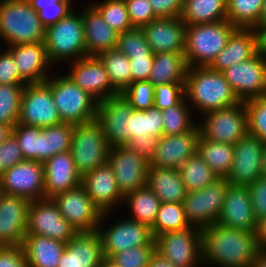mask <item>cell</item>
I'll return each mask as SVG.
<instances>
[{"label": "cell", "mask_w": 266, "mask_h": 267, "mask_svg": "<svg viewBox=\"0 0 266 267\" xmlns=\"http://www.w3.org/2000/svg\"><path fill=\"white\" fill-rule=\"evenodd\" d=\"M201 231L202 260L205 265L252 267L261 250L256 232L232 229L219 223H213Z\"/></svg>", "instance_id": "obj_1"}, {"label": "cell", "mask_w": 266, "mask_h": 267, "mask_svg": "<svg viewBox=\"0 0 266 267\" xmlns=\"http://www.w3.org/2000/svg\"><path fill=\"white\" fill-rule=\"evenodd\" d=\"M185 97L191 102L192 109L195 107L203 114L240 102L223 73L208 66L188 67Z\"/></svg>", "instance_id": "obj_2"}, {"label": "cell", "mask_w": 266, "mask_h": 267, "mask_svg": "<svg viewBox=\"0 0 266 267\" xmlns=\"http://www.w3.org/2000/svg\"><path fill=\"white\" fill-rule=\"evenodd\" d=\"M0 37L9 46L44 42L45 27L29 0H0Z\"/></svg>", "instance_id": "obj_3"}, {"label": "cell", "mask_w": 266, "mask_h": 267, "mask_svg": "<svg viewBox=\"0 0 266 267\" xmlns=\"http://www.w3.org/2000/svg\"><path fill=\"white\" fill-rule=\"evenodd\" d=\"M236 29L228 20L187 25L184 53L187 66H208Z\"/></svg>", "instance_id": "obj_4"}, {"label": "cell", "mask_w": 266, "mask_h": 267, "mask_svg": "<svg viewBox=\"0 0 266 267\" xmlns=\"http://www.w3.org/2000/svg\"><path fill=\"white\" fill-rule=\"evenodd\" d=\"M44 45L52 64L87 57L82 13L77 15L72 11L45 28Z\"/></svg>", "instance_id": "obj_5"}, {"label": "cell", "mask_w": 266, "mask_h": 267, "mask_svg": "<svg viewBox=\"0 0 266 267\" xmlns=\"http://www.w3.org/2000/svg\"><path fill=\"white\" fill-rule=\"evenodd\" d=\"M48 77L45 83L51 88L56 108L63 123L74 125L96 119L98 101L77 86L70 77Z\"/></svg>", "instance_id": "obj_6"}, {"label": "cell", "mask_w": 266, "mask_h": 267, "mask_svg": "<svg viewBox=\"0 0 266 267\" xmlns=\"http://www.w3.org/2000/svg\"><path fill=\"white\" fill-rule=\"evenodd\" d=\"M110 147L96 119L74 125L70 153L81 177L107 162Z\"/></svg>", "instance_id": "obj_7"}, {"label": "cell", "mask_w": 266, "mask_h": 267, "mask_svg": "<svg viewBox=\"0 0 266 267\" xmlns=\"http://www.w3.org/2000/svg\"><path fill=\"white\" fill-rule=\"evenodd\" d=\"M155 250L177 267H197L202 260V231L191 226L155 237Z\"/></svg>", "instance_id": "obj_8"}, {"label": "cell", "mask_w": 266, "mask_h": 267, "mask_svg": "<svg viewBox=\"0 0 266 267\" xmlns=\"http://www.w3.org/2000/svg\"><path fill=\"white\" fill-rule=\"evenodd\" d=\"M198 123L201 135L214 142L236 144L248 134V116L244 101L203 115Z\"/></svg>", "instance_id": "obj_9"}, {"label": "cell", "mask_w": 266, "mask_h": 267, "mask_svg": "<svg viewBox=\"0 0 266 267\" xmlns=\"http://www.w3.org/2000/svg\"><path fill=\"white\" fill-rule=\"evenodd\" d=\"M229 185L225 178H219L205 188L187 192L183 206L190 226L202 230L217 223Z\"/></svg>", "instance_id": "obj_10"}, {"label": "cell", "mask_w": 266, "mask_h": 267, "mask_svg": "<svg viewBox=\"0 0 266 267\" xmlns=\"http://www.w3.org/2000/svg\"><path fill=\"white\" fill-rule=\"evenodd\" d=\"M1 193L33 200L45 199L44 163L24 160L0 175Z\"/></svg>", "instance_id": "obj_11"}, {"label": "cell", "mask_w": 266, "mask_h": 267, "mask_svg": "<svg viewBox=\"0 0 266 267\" xmlns=\"http://www.w3.org/2000/svg\"><path fill=\"white\" fill-rule=\"evenodd\" d=\"M77 233L76 229L60 214L52 199L30 202L26 234L42 235L67 243Z\"/></svg>", "instance_id": "obj_12"}, {"label": "cell", "mask_w": 266, "mask_h": 267, "mask_svg": "<svg viewBox=\"0 0 266 267\" xmlns=\"http://www.w3.org/2000/svg\"><path fill=\"white\" fill-rule=\"evenodd\" d=\"M107 214H102L98 228L102 240L104 258L109 259L112 255L131 247L155 245V238L151 228L130 218L114 223L106 230L102 229V221H105Z\"/></svg>", "instance_id": "obj_13"}, {"label": "cell", "mask_w": 266, "mask_h": 267, "mask_svg": "<svg viewBox=\"0 0 266 267\" xmlns=\"http://www.w3.org/2000/svg\"><path fill=\"white\" fill-rule=\"evenodd\" d=\"M18 123L49 127L63 123L55 106L51 88L45 83L26 84Z\"/></svg>", "instance_id": "obj_14"}, {"label": "cell", "mask_w": 266, "mask_h": 267, "mask_svg": "<svg viewBox=\"0 0 266 267\" xmlns=\"http://www.w3.org/2000/svg\"><path fill=\"white\" fill-rule=\"evenodd\" d=\"M60 214L77 232L98 231L102 213L94 205L85 188L80 185L51 198Z\"/></svg>", "instance_id": "obj_15"}, {"label": "cell", "mask_w": 266, "mask_h": 267, "mask_svg": "<svg viewBox=\"0 0 266 267\" xmlns=\"http://www.w3.org/2000/svg\"><path fill=\"white\" fill-rule=\"evenodd\" d=\"M133 110L122 94L98 102L96 120L102 126L111 147L124 146L129 142Z\"/></svg>", "instance_id": "obj_16"}, {"label": "cell", "mask_w": 266, "mask_h": 267, "mask_svg": "<svg viewBox=\"0 0 266 267\" xmlns=\"http://www.w3.org/2000/svg\"><path fill=\"white\" fill-rule=\"evenodd\" d=\"M222 73L240 101L266 96V60L257 53Z\"/></svg>", "instance_id": "obj_17"}, {"label": "cell", "mask_w": 266, "mask_h": 267, "mask_svg": "<svg viewBox=\"0 0 266 267\" xmlns=\"http://www.w3.org/2000/svg\"><path fill=\"white\" fill-rule=\"evenodd\" d=\"M107 162L123 196L146 185L149 161L126 145L110 147Z\"/></svg>", "instance_id": "obj_18"}, {"label": "cell", "mask_w": 266, "mask_h": 267, "mask_svg": "<svg viewBox=\"0 0 266 267\" xmlns=\"http://www.w3.org/2000/svg\"><path fill=\"white\" fill-rule=\"evenodd\" d=\"M264 143L247 134L234 144L233 164L225 179L230 185L248 186L262 177Z\"/></svg>", "instance_id": "obj_19"}, {"label": "cell", "mask_w": 266, "mask_h": 267, "mask_svg": "<svg viewBox=\"0 0 266 267\" xmlns=\"http://www.w3.org/2000/svg\"><path fill=\"white\" fill-rule=\"evenodd\" d=\"M200 126L178 135H162L158 138L155 154L149 167L179 169L190 157L197 153Z\"/></svg>", "instance_id": "obj_20"}, {"label": "cell", "mask_w": 266, "mask_h": 267, "mask_svg": "<svg viewBox=\"0 0 266 267\" xmlns=\"http://www.w3.org/2000/svg\"><path fill=\"white\" fill-rule=\"evenodd\" d=\"M72 63L67 76L98 102L119 94L112 87L104 64L97 56L83 57Z\"/></svg>", "instance_id": "obj_21"}, {"label": "cell", "mask_w": 266, "mask_h": 267, "mask_svg": "<svg viewBox=\"0 0 266 267\" xmlns=\"http://www.w3.org/2000/svg\"><path fill=\"white\" fill-rule=\"evenodd\" d=\"M30 200L0 193V246L22 245Z\"/></svg>", "instance_id": "obj_22"}, {"label": "cell", "mask_w": 266, "mask_h": 267, "mask_svg": "<svg viewBox=\"0 0 266 267\" xmlns=\"http://www.w3.org/2000/svg\"><path fill=\"white\" fill-rule=\"evenodd\" d=\"M217 223L232 229L256 232L258 220L247 186L229 185Z\"/></svg>", "instance_id": "obj_23"}, {"label": "cell", "mask_w": 266, "mask_h": 267, "mask_svg": "<svg viewBox=\"0 0 266 267\" xmlns=\"http://www.w3.org/2000/svg\"><path fill=\"white\" fill-rule=\"evenodd\" d=\"M141 30L154 54L185 53L186 25L180 17L157 18L142 26Z\"/></svg>", "instance_id": "obj_24"}, {"label": "cell", "mask_w": 266, "mask_h": 267, "mask_svg": "<svg viewBox=\"0 0 266 267\" xmlns=\"http://www.w3.org/2000/svg\"><path fill=\"white\" fill-rule=\"evenodd\" d=\"M81 185L102 214H109L114 205L123 202L124 196L117 187L113 169L108 162L84 175Z\"/></svg>", "instance_id": "obj_25"}, {"label": "cell", "mask_w": 266, "mask_h": 267, "mask_svg": "<svg viewBox=\"0 0 266 267\" xmlns=\"http://www.w3.org/2000/svg\"><path fill=\"white\" fill-rule=\"evenodd\" d=\"M44 182L45 199L81 185L82 177L70 151L56 154L44 162Z\"/></svg>", "instance_id": "obj_26"}, {"label": "cell", "mask_w": 266, "mask_h": 267, "mask_svg": "<svg viewBox=\"0 0 266 267\" xmlns=\"http://www.w3.org/2000/svg\"><path fill=\"white\" fill-rule=\"evenodd\" d=\"M103 259L99 232H78L66 243L57 267H98Z\"/></svg>", "instance_id": "obj_27"}, {"label": "cell", "mask_w": 266, "mask_h": 267, "mask_svg": "<svg viewBox=\"0 0 266 267\" xmlns=\"http://www.w3.org/2000/svg\"><path fill=\"white\" fill-rule=\"evenodd\" d=\"M20 77L27 83L45 82L48 68L53 64L49 61L44 42L9 46Z\"/></svg>", "instance_id": "obj_28"}, {"label": "cell", "mask_w": 266, "mask_h": 267, "mask_svg": "<svg viewBox=\"0 0 266 267\" xmlns=\"http://www.w3.org/2000/svg\"><path fill=\"white\" fill-rule=\"evenodd\" d=\"M82 18L87 56H98L100 53L117 48L119 33L106 23L92 4L83 10Z\"/></svg>", "instance_id": "obj_29"}, {"label": "cell", "mask_w": 266, "mask_h": 267, "mask_svg": "<svg viewBox=\"0 0 266 267\" xmlns=\"http://www.w3.org/2000/svg\"><path fill=\"white\" fill-rule=\"evenodd\" d=\"M256 54V39L252 28H237L227 45L208 65L212 70L222 72L233 64L248 60Z\"/></svg>", "instance_id": "obj_30"}, {"label": "cell", "mask_w": 266, "mask_h": 267, "mask_svg": "<svg viewBox=\"0 0 266 267\" xmlns=\"http://www.w3.org/2000/svg\"><path fill=\"white\" fill-rule=\"evenodd\" d=\"M65 245V242L46 236L26 234L21 246L27 267H57Z\"/></svg>", "instance_id": "obj_31"}, {"label": "cell", "mask_w": 266, "mask_h": 267, "mask_svg": "<svg viewBox=\"0 0 266 267\" xmlns=\"http://www.w3.org/2000/svg\"><path fill=\"white\" fill-rule=\"evenodd\" d=\"M146 185L161 202L183 203L187 195L178 169L149 167Z\"/></svg>", "instance_id": "obj_32"}, {"label": "cell", "mask_w": 266, "mask_h": 267, "mask_svg": "<svg viewBox=\"0 0 266 267\" xmlns=\"http://www.w3.org/2000/svg\"><path fill=\"white\" fill-rule=\"evenodd\" d=\"M188 66L184 53L160 52L154 54L148 81L156 85L185 83Z\"/></svg>", "instance_id": "obj_33"}, {"label": "cell", "mask_w": 266, "mask_h": 267, "mask_svg": "<svg viewBox=\"0 0 266 267\" xmlns=\"http://www.w3.org/2000/svg\"><path fill=\"white\" fill-rule=\"evenodd\" d=\"M180 18L186 26L227 20L226 0H183Z\"/></svg>", "instance_id": "obj_34"}, {"label": "cell", "mask_w": 266, "mask_h": 267, "mask_svg": "<svg viewBox=\"0 0 266 267\" xmlns=\"http://www.w3.org/2000/svg\"><path fill=\"white\" fill-rule=\"evenodd\" d=\"M197 153L219 178H225L233 164L234 144L214 142L200 135Z\"/></svg>", "instance_id": "obj_35"}, {"label": "cell", "mask_w": 266, "mask_h": 267, "mask_svg": "<svg viewBox=\"0 0 266 267\" xmlns=\"http://www.w3.org/2000/svg\"><path fill=\"white\" fill-rule=\"evenodd\" d=\"M123 201L129 205L130 219L153 226L161 201L147 185L126 194Z\"/></svg>", "instance_id": "obj_36"}, {"label": "cell", "mask_w": 266, "mask_h": 267, "mask_svg": "<svg viewBox=\"0 0 266 267\" xmlns=\"http://www.w3.org/2000/svg\"><path fill=\"white\" fill-rule=\"evenodd\" d=\"M74 124L61 123L41 127V162L56 154L70 151Z\"/></svg>", "instance_id": "obj_37"}, {"label": "cell", "mask_w": 266, "mask_h": 267, "mask_svg": "<svg viewBox=\"0 0 266 267\" xmlns=\"http://www.w3.org/2000/svg\"><path fill=\"white\" fill-rule=\"evenodd\" d=\"M104 64L112 87L121 94L131 83L130 59L118 48L97 56Z\"/></svg>", "instance_id": "obj_38"}, {"label": "cell", "mask_w": 266, "mask_h": 267, "mask_svg": "<svg viewBox=\"0 0 266 267\" xmlns=\"http://www.w3.org/2000/svg\"><path fill=\"white\" fill-rule=\"evenodd\" d=\"M187 192H194L205 188L217 179L218 175L196 153L190 156L178 169Z\"/></svg>", "instance_id": "obj_39"}, {"label": "cell", "mask_w": 266, "mask_h": 267, "mask_svg": "<svg viewBox=\"0 0 266 267\" xmlns=\"http://www.w3.org/2000/svg\"><path fill=\"white\" fill-rule=\"evenodd\" d=\"M189 227L191 226L186 220L183 203L161 202L151 231L155 238L165 232Z\"/></svg>", "instance_id": "obj_40"}, {"label": "cell", "mask_w": 266, "mask_h": 267, "mask_svg": "<svg viewBox=\"0 0 266 267\" xmlns=\"http://www.w3.org/2000/svg\"><path fill=\"white\" fill-rule=\"evenodd\" d=\"M264 0H226L227 20L237 28L258 25Z\"/></svg>", "instance_id": "obj_41"}, {"label": "cell", "mask_w": 266, "mask_h": 267, "mask_svg": "<svg viewBox=\"0 0 266 267\" xmlns=\"http://www.w3.org/2000/svg\"><path fill=\"white\" fill-rule=\"evenodd\" d=\"M189 103L184 97L177 105L161 110L163 135H178L192 130L197 125L192 121Z\"/></svg>", "instance_id": "obj_42"}, {"label": "cell", "mask_w": 266, "mask_h": 267, "mask_svg": "<svg viewBox=\"0 0 266 267\" xmlns=\"http://www.w3.org/2000/svg\"><path fill=\"white\" fill-rule=\"evenodd\" d=\"M25 86L26 84H0V124L13 128L18 123Z\"/></svg>", "instance_id": "obj_43"}, {"label": "cell", "mask_w": 266, "mask_h": 267, "mask_svg": "<svg viewBox=\"0 0 266 267\" xmlns=\"http://www.w3.org/2000/svg\"><path fill=\"white\" fill-rule=\"evenodd\" d=\"M163 135V119L161 110L151 107L147 110H133L132 113V136L130 139L142 138L143 136Z\"/></svg>", "instance_id": "obj_44"}, {"label": "cell", "mask_w": 266, "mask_h": 267, "mask_svg": "<svg viewBox=\"0 0 266 267\" xmlns=\"http://www.w3.org/2000/svg\"><path fill=\"white\" fill-rule=\"evenodd\" d=\"M24 160L41 162V127L17 123L12 128Z\"/></svg>", "instance_id": "obj_45"}, {"label": "cell", "mask_w": 266, "mask_h": 267, "mask_svg": "<svg viewBox=\"0 0 266 267\" xmlns=\"http://www.w3.org/2000/svg\"><path fill=\"white\" fill-rule=\"evenodd\" d=\"M92 5L99 11L106 23L119 34L133 28L125 0H104L101 3H92Z\"/></svg>", "instance_id": "obj_46"}, {"label": "cell", "mask_w": 266, "mask_h": 267, "mask_svg": "<svg viewBox=\"0 0 266 267\" xmlns=\"http://www.w3.org/2000/svg\"><path fill=\"white\" fill-rule=\"evenodd\" d=\"M248 116V134L266 142V96L244 101Z\"/></svg>", "instance_id": "obj_47"}, {"label": "cell", "mask_w": 266, "mask_h": 267, "mask_svg": "<svg viewBox=\"0 0 266 267\" xmlns=\"http://www.w3.org/2000/svg\"><path fill=\"white\" fill-rule=\"evenodd\" d=\"M117 48L126 56H151L153 54L141 28L133 27L120 33Z\"/></svg>", "instance_id": "obj_48"}, {"label": "cell", "mask_w": 266, "mask_h": 267, "mask_svg": "<svg viewBox=\"0 0 266 267\" xmlns=\"http://www.w3.org/2000/svg\"><path fill=\"white\" fill-rule=\"evenodd\" d=\"M121 94L135 110L154 107V86L148 80L133 81Z\"/></svg>", "instance_id": "obj_49"}, {"label": "cell", "mask_w": 266, "mask_h": 267, "mask_svg": "<svg viewBox=\"0 0 266 267\" xmlns=\"http://www.w3.org/2000/svg\"><path fill=\"white\" fill-rule=\"evenodd\" d=\"M155 245L131 247L112 255L109 259L117 267H147Z\"/></svg>", "instance_id": "obj_50"}, {"label": "cell", "mask_w": 266, "mask_h": 267, "mask_svg": "<svg viewBox=\"0 0 266 267\" xmlns=\"http://www.w3.org/2000/svg\"><path fill=\"white\" fill-rule=\"evenodd\" d=\"M185 97V83H169L154 87V107L160 110L177 105Z\"/></svg>", "instance_id": "obj_51"}, {"label": "cell", "mask_w": 266, "mask_h": 267, "mask_svg": "<svg viewBox=\"0 0 266 267\" xmlns=\"http://www.w3.org/2000/svg\"><path fill=\"white\" fill-rule=\"evenodd\" d=\"M125 3L132 27L141 28L158 18L149 0H125Z\"/></svg>", "instance_id": "obj_52"}, {"label": "cell", "mask_w": 266, "mask_h": 267, "mask_svg": "<svg viewBox=\"0 0 266 267\" xmlns=\"http://www.w3.org/2000/svg\"><path fill=\"white\" fill-rule=\"evenodd\" d=\"M72 2H54L48 5H31L45 28L54 25L72 12Z\"/></svg>", "instance_id": "obj_53"}, {"label": "cell", "mask_w": 266, "mask_h": 267, "mask_svg": "<svg viewBox=\"0 0 266 267\" xmlns=\"http://www.w3.org/2000/svg\"><path fill=\"white\" fill-rule=\"evenodd\" d=\"M22 161H24V158L21 148L16 137L11 133L0 144V175Z\"/></svg>", "instance_id": "obj_54"}, {"label": "cell", "mask_w": 266, "mask_h": 267, "mask_svg": "<svg viewBox=\"0 0 266 267\" xmlns=\"http://www.w3.org/2000/svg\"><path fill=\"white\" fill-rule=\"evenodd\" d=\"M257 220L266 216V177L262 176L247 186Z\"/></svg>", "instance_id": "obj_55"}, {"label": "cell", "mask_w": 266, "mask_h": 267, "mask_svg": "<svg viewBox=\"0 0 266 267\" xmlns=\"http://www.w3.org/2000/svg\"><path fill=\"white\" fill-rule=\"evenodd\" d=\"M0 84H27L20 77L15 60L8 50L0 53Z\"/></svg>", "instance_id": "obj_56"}, {"label": "cell", "mask_w": 266, "mask_h": 267, "mask_svg": "<svg viewBox=\"0 0 266 267\" xmlns=\"http://www.w3.org/2000/svg\"><path fill=\"white\" fill-rule=\"evenodd\" d=\"M0 267H27L22 246H0Z\"/></svg>", "instance_id": "obj_57"}, {"label": "cell", "mask_w": 266, "mask_h": 267, "mask_svg": "<svg viewBox=\"0 0 266 267\" xmlns=\"http://www.w3.org/2000/svg\"><path fill=\"white\" fill-rule=\"evenodd\" d=\"M130 59L131 83L148 80L152 69L154 53L151 56H127Z\"/></svg>", "instance_id": "obj_58"}, {"label": "cell", "mask_w": 266, "mask_h": 267, "mask_svg": "<svg viewBox=\"0 0 266 267\" xmlns=\"http://www.w3.org/2000/svg\"><path fill=\"white\" fill-rule=\"evenodd\" d=\"M158 18L181 17L183 0H149Z\"/></svg>", "instance_id": "obj_59"}, {"label": "cell", "mask_w": 266, "mask_h": 267, "mask_svg": "<svg viewBox=\"0 0 266 267\" xmlns=\"http://www.w3.org/2000/svg\"><path fill=\"white\" fill-rule=\"evenodd\" d=\"M158 138L155 136H143L130 139L126 146L150 162L155 154Z\"/></svg>", "instance_id": "obj_60"}, {"label": "cell", "mask_w": 266, "mask_h": 267, "mask_svg": "<svg viewBox=\"0 0 266 267\" xmlns=\"http://www.w3.org/2000/svg\"><path fill=\"white\" fill-rule=\"evenodd\" d=\"M256 39V53L266 60V24H258L252 28Z\"/></svg>", "instance_id": "obj_61"}, {"label": "cell", "mask_w": 266, "mask_h": 267, "mask_svg": "<svg viewBox=\"0 0 266 267\" xmlns=\"http://www.w3.org/2000/svg\"><path fill=\"white\" fill-rule=\"evenodd\" d=\"M147 267H177L156 250L152 253Z\"/></svg>", "instance_id": "obj_62"}, {"label": "cell", "mask_w": 266, "mask_h": 267, "mask_svg": "<svg viewBox=\"0 0 266 267\" xmlns=\"http://www.w3.org/2000/svg\"><path fill=\"white\" fill-rule=\"evenodd\" d=\"M256 237L259 248L266 250V216L258 220Z\"/></svg>", "instance_id": "obj_63"}, {"label": "cell", "mask_w": 266, "mask_h": 267, "mask_svg": "<svg viewBox=\"0 0 266 267\" xmlns=\"http://www.w3.org/2000/svg\"><path fill=\"white\" fill-rule=\"evenodd\" d=\"M252 267H266V250L261 249L258 252Z\"/></svg>", "instance_id": "obj_64"}, {"label": "cell", "mask_w": 266, "mask_h": 267, "mask_svg": "<svg viewBox=\"0 0 266 267\" xmlns=\"http://www.w3.org/2000/svg\"><path fill=\"white\" fill-rule=\"evenodd\" d=\"M12 133V127L9 125L0 124V144H2Z\"/></svg>", "instance_id": "obj_65"}, {"label": "cell", "mask_w": 266, "mask_h": 267, "mask_svg": "<svg viewBox=\"0 0 266 267\" xmlns=\"http://www.w3.org/2000/svg\"><path fill=\"white\" fill-rule=\"evenodd\" d=\"M31 5H48L54 2H73L72 0H29Z\"/></svg>", "instance_id": "obj_66"}, {"label": "cell", "mask_w": 266, "mask_h": 267, "mask_svg": "<svg viewBox=\"0 0 266 267\" xmlns=\"http://www.w3.org/2000/svg\"><path fill=\"white\" fill-rule=\"evenodd\" d=\"M258 24H266V0L263 2Z\"/></svg>", "instance_id": "obj_67"}, {"label": "cell", "mask_w": 266, "mask_h": 267, "mask_svg": "<svg viewBox=\"0 0 266 267\" xmlns=\"http://www.w3.org/2000/svg\"><path fill=\"white\" fill-rule=\"evenodd\" d=\"M262 175L266 177V142L263 146V156H262Z\"/></svg>", "instance_id": "obj_68"}, {"label": "cell", "mask_w": 266, "mask_h": 267, "mask_svg": "<svg viewBox=\"0 0 266 267\" xmlns=\"http://www.w3.org/2000/svg\"><path fill=\"white\" fill-rule=\"evenodd\" d=\"M98 267H117L110 259L104 258Z\"/></svg>", "instance_id": "obj_69"}]
</instances>
